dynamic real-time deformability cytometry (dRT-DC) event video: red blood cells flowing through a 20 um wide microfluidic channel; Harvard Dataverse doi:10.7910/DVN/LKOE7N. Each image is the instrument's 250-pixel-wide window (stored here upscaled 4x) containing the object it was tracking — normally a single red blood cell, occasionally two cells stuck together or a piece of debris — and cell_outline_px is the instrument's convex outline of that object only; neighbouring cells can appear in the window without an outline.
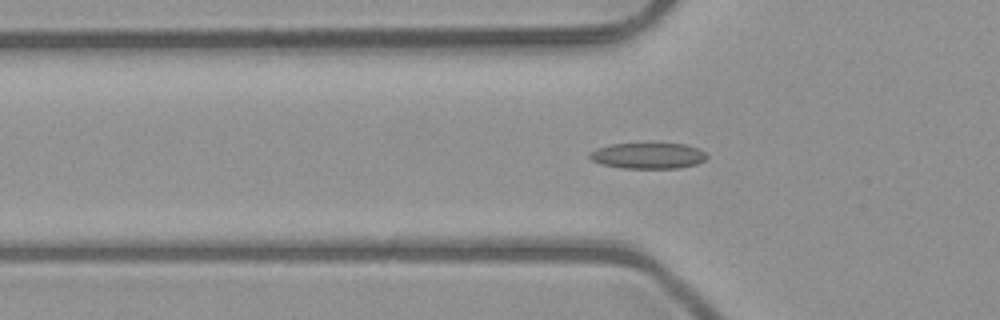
{"species": "common noctule bat (a hibernating species)", "species_latin": "Nyctalus noctula", "temperature_condition": "room temperature", "stored_images_in_passage": 52, "camera_frame_rate_fps": 3000, "um_per_image_px": 0.085, "animal": {"sex": "male", "body_mass_g": 23.1, "forearm_length_mm": 52.7}, "frame": {"image": 1, "passage_image": 17, "time_ms": 5.333, "image_size_px": [1000, 320], "cell_outline_px": [[708, 156], [704, 160], [696, 164], [680, 168], [620, 168], [600, 164], [592, 160], [588, 156], [588, 152], [596, 148], [608, 144], [688, 144], [700, 148]], "centroid_in_image_um": [55.06, 13.23], "position_along_channel_um": 70.7, "area_um2": 17.86}}
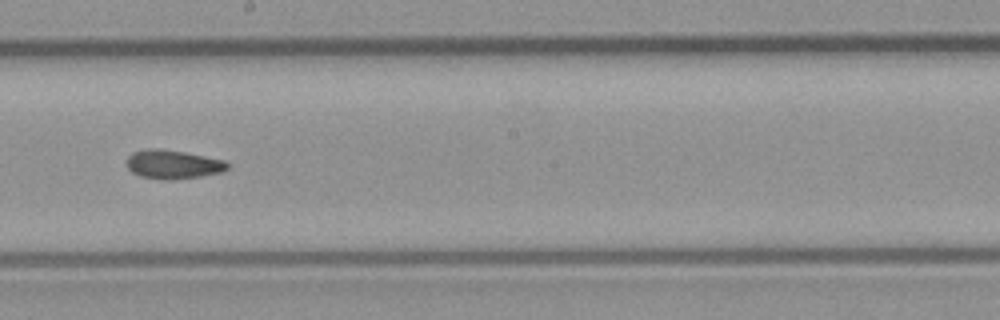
{"frame": {"image": 2, "passage_image": 29, "time_ms": 9.333, "image_size_px": [1000, 320], "cell_outline_px": [[228, 168], [224, 172], [200, 176], [172, 180], [160, 180], [140, 176], [132, 172], [128, 168], [128, 156], [132, 152], [148, 148], [160, 148], [184, 152], [224, 160], [228, 164]], "centroid_in_image_um": [14.7, 13.97], "position_along_channel_um": 233.5, "area_um2": 16.99}}
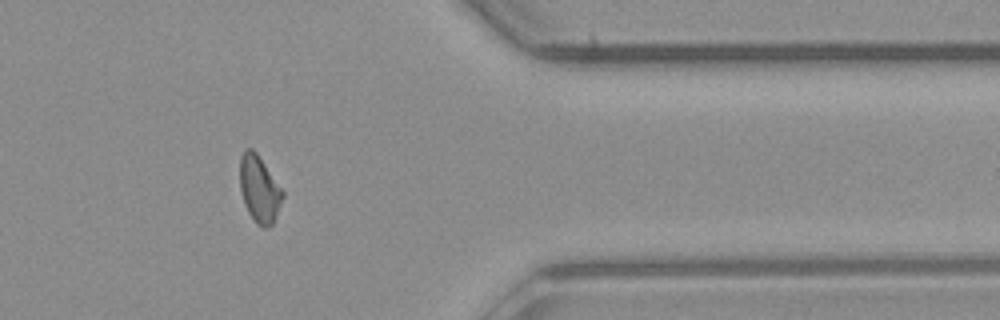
{"frame": {"image": 3, "passage_image": 42, "time_ms": 13.667, "image_size_px": [1000, 320], "cell_outline_px": [[284, 196], [276, 216], [272, 224], [264, 228], [256, 224], [248, 212], [244, 204], [240, 188], [240, 156], [244, 148], [252, 148], [256, 152], [284, 192]], "centroid_in_image_um": [22.03, 16.07], "position_along_channel_um": 389.4, "area_um2": 16.59}, "authors_computed_cell_mechanics": {"area_um2": 16.9354, "velocity_mm_per_s": 4.0397, "shape_relaxation_time_tau1_ms": null, "shape_relaxation_time_tau2_ms": 4.9723, "deformation_change_tau1": null, "deformation_change_tau2": 0.1255}}